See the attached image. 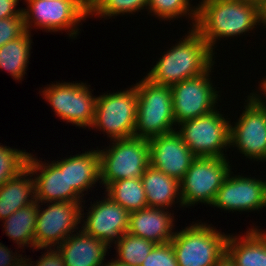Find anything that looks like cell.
Segmentation results:
<instances>
[{
	"label": "cell",
	"mask_w": 266,
	"mask_h": 266,
	"mask_svg": "<svg viewBox=\"0 0 266 266\" xmlns=\"http://www.w3.org/2000/svg\"><path fill=\"white\" fill-rule=\"evenodd\" d=\"M196 7L194 29L212 51L217 40L245 34L260 25L259 6L247 1L202 0Z\"/></svg>",
	"instance_id": "cell-1"
},
{
	"label": "cell",
	"mask_w": 266,
	"mask_h": 266,
	"mask_svg": "<svg viewBox=\"0 0 266 266\" xmlns=\"http://www.w3.org/2000/svg\"><path fill=\"white\" fill-rule=\"evenodd\" d=\"M164 53L146 75L147 79L158 85L172 86L197 77L215 63V53L193 27L183 40Z\"/></svg>",
	"instance_id": "cell-2"
},
{
	"label": "cell",
	"mask_w": 266,
	"mask_h": 266,
	"mask_svg": "<svg viewBox=\"0 0 266 266\" xmlns=\"http://www.w3.org/2000/svg\"><path fill=\"white\" fill-rule=\"evenodd\" d=\"M137 116L134 137L151 139L176 131L171 86L158 85L146 77L136 83Z\"/></svg>",
	"instance_id": "cell-3"
},
{
	"label": "cell",
	"mask_w": 266,
	"mask_h": 266,
	"mask_svg": "<svg viewBox=\"0 0 266 266\" xmlns=\"http://www.w3.org/2000/svg\"><path fill=\"white\" fill-rule=\"evenodd\" d=\"M200 223L176 231L170 241L179 266H214L226 252L228 235Z\"/></svg>",
	"instance_id": "cell-4"
},
{
	"label": "cell",
	"mask_w": 266,
	"mask_h": 266,
	"mask_svg": "<svg viewBox=\"0 0 266 266\" xmlns=\"http://www.w3.org/2000/svg\"><path fill=\"white\" fill-rule=\"evenodd\" d=\"M112 141L109 149L98 150L100 154V184L102 183L106 187L109 183L117 180L141 178L144 171L150 166L148 139L130 137Z\"/></svg>",
	"instance_id": "cell-5"
},
{
	"label": "cell",
	"mask_w": 266,
	"mask_h": 266,
	"mask_svg": "<svg viewBox=\"0 0 266 266\" xmlns=\"http://www.w3.org/2000/svg\"><path fill=\"white\" fill-rule=\"evenodd\" d=\"M27 9H23L26 31L31 32L32 25L45 31H68L75 38L79 35L80 22L89 16L88 0H25ZM82 20V21H81Z\"/></svg>",
	"instance_id": "cell-6"
},
{
	"label": "cell",
	"mask_w": 266,
	"mask_h": 266,
	"mask_svg": "<svg viewBox=\"0 0 266 266\" xmlns=\"http://www.w3.org/2000/svg\"><path fill=\"white\" fill-rule=\"evenodd\" d=\"M230 121L217 111L178 124L176 131L195 157L226 158L230 147ZM228 147V148H226Z\"/></svg>",
	"instance_id": "cell-7"
},
{
	"label": "cell",
	"mask_w": 266,
	"mask_h": 266,
	"mask_svg": "<svg viewBox=\"0 0 266 266\" xmlns=\"http://www.w3.org/2000/svg\"><path fill=\"white\" fill-rule=\"evenodd\" d=\"M136 85L97 97L95 117L90 128L107 133L111 140L134 137L137 116Z\"/></svg>",
	"instance_id": "cell-8"
},
{
	"label": "cell",
	"mask_w": 266,
	"mask_h": 266,
	"mask_svg": "<svg viewBox=\"0 0 266 266\" xmlns=\"http://www.w3.org/2000/svg\"><path fill=\"white\" fill-rule=\"evenodd\" d=\"M227 158L196 157L180 180L183 207L198 203L211 206L224 179L232 170Z\"/></svg>",
	"instance_id": "cell-9"
},
{
	"label": "cell",
	"mask_w": 266,
	"mask_h": 266,
	"mask_svg": "<svg viewBox=\"0 0 266 266\" xmlns=\"http://www.w3.org/2000/svg\"><path fill=\"white\" fill-rule=\"evenodd\" d=\"M90 85L56 82L41 91L55 114L63 121L82 128L92 126L97 97L92 95Z\"/></svg>",
	"instance_id": "cell-10"
},
{
	"label": "cell",
	"mask_w": 266,
	"mask_h": 266,
	"mask_svg": "<svg viewBox=\"0 0 266 266\" xmlns=\"http://www.w3.org/2000/svg\"><path fill=\"white\" fill-rule=\"evenodd\" d=\"M84 201L49 202L42 208L38 202L35 248L46 249L60 245L70 234L79 230ZM45 209V210H44ZM57 244V245H56Z\"/></svg>",
	"instance_id": "cell-11"
},
{
	"label": "cell",
	"mask_w": 266,
	"mask_h": 266,
	"mask_svg": "<svg viewBox=\"0 0 266 266\" xmlns=\"http://www.w3.org/2000/svg\"><path fill=\"white\" fill-rule=\"evenodd\" d=\"M212 67L197 77L171 86L174 121L177 124L200 117L216 109L219 91L211 81ZM210 77V78H209ZM216 90V91H215Z\"/></svg>",
	"instance_id": "cell-12"
},
{
	"label": "cell",
	"mask_w": 266,
	"mask_h": 266,
	"mask_svg": "<svg viewBox=\"0 0 266 266\" xmlns=\"http://www.w3.org/2000/svg\"><path fill=\"white\" fill-rule=\"evenodd\" d=\"M239 120L230 125V146H235L246 158L266 161V107L253 94Z\"/></svg>",
	"instance_id": "cell-13"
},
{
	"label": "cell",
	"mask_w": 266,
	"mask_h": 266,
	"mask_svg": "<svg viewBox=\"0 0 266 266\" xmlns=\"http://www.w3.org/2000/svg\"><path fill=\"white\" fill-rule=\"evenodd\" d=\"M229 172L211 205L224 211H255L266 208V180Z\"/></svg>",
	"instance_id": "cell-14"
},
{
	"label": "cell",
	"mask_w": 266,
	"mask_h": 266,
	"mask_svg": "<svg viewBox=\"0 0 266 266\" xmlns=\"http://www.w3.org/2000/svg\"><path fill=\"white\" fill-rule=\"evenodd\" d=\"M27 167L35 176V199L39 203L82 201L73 189H67L66 159L42 163L29 153ZM38 171V172H37ZM39 173V174H38ZM36 174V175H35Z\"/></svg>",
	"instance_id": "cell-15"
},
{
	"label": "cell",
	"mask_w": 266,
	"mask_h": 266,
	"mask_svg": "<svg viewBox=\"0 0 266 266\" xmlns=\"http://www.w3.org/2000/svg\"><path fill=\"white\" fill-rule=\"evenodd\" d=\"M106 196L103 200L91 204L86 221L83 219L84 212L81 213V219L84 221L81 228L111 247L113 241L115 244L128 231L130 213Z\"/></svg>",
	"instance_id": "cell-16"
},
{
	"label": "cell",
	"mask_w": 266,
	"mask_h": 266,
	"mask_svg": "<svg viewBox=\"0 0 266 266\" xmlns=\"http://www.w3.org/2000/svg\"><path fill=\"white\" fill-rule=\"evenodd\" d=\"M148 143L150 165L179 181L196 158L176 131L153 137Z\"/></svg>",
	"instance_id": "cell-17"
},
{
	"label": "cell",
	"mask_w": 266,
	"mask_h": 266,
	"mask_svg": "<svg viewBox=\"0 0 266 266\" xmlns=\"http://www.w3.org/2000/svg\"><path fill=\"white\" fill-rule=\"evenodd\" d=\"M167 210L166 208L145 207L131 212L127 232L155 244L170 242L175 235L173 231L175 218Z\"/></svg>",
	"instance_id": "cell-18"
},
{
	"label": "cell",
	"mask_w": 266,
	"mask_h": 266,
	"mask_svg": "<svg viewBox=\"0 0 266 266\" xmlns=\"http://www.w3.org/2000/svg\"><path fill=\"white\" fill-rule=\"evenodd\" d=\"M78 232L69 235L55 247L60 252L65 266H104L110 247L102 240L87 234L82 228Z\"/></svg>",
	"instance_id": "cell-19"
},
{
	"label": "cell",
	"mask_w": 266,
	"mask_h": 266,
	"mask_svg": "<svg viewBox=\"0 0 266 266\" xmlns=\"http://www.w3.org/2000/svg\"><path fill=\"white\" fill-rule=\"evenodd\" d=\"M226 253L236 266H266V231L250 228L246 235H228Z\"/></svg>",
	"instance_id": "cell-20"
},
{
	"label": "cell",
	"mask_w": 266,
	"mask_h": 266,
	"mask_svg": "<svg viewBox=\"0 0 266 266\" xmlns=\"http://www.w3.org/2000/svg\"><path fill=\"white\" fill-rule=\"evenodd\" d=\"M67 189H73L81 198L90 187L101 181L100 154L97 150L85 151L66 158ZM94 185V186H93ZM83 195V196H82Z\"/></svg>",
	"instance_id": "cell-21"
},
{
	"label": "cell",
	"mask_w": 266,
	"mask_h": 266,
	"mask_svg": "<svg viewBox=\"0 0 266 266\" xmlns=\"http://www.w3.org/2000/svg\"><path fill=\"white\" fill-rule=\"evenodd\" d=\"M141 181L148 207L171 208L176 199V203L180 202L179 205L183 206L179 180L150 165L144 171Z\"/></svg>",
	"instance_id": "cell-22"
},
{
	"label": "cell",
	"mask_w": 266,
	"mask_h": 266,
	"mask_svg": "<svg viewBox=\"0 0 266 266\" xmlns=\"http://www.w3.org/2000/svg\"><path fill=\"white\" fill-rule=\"evenodd\" d=\"M31 177L33 174L26 167L17 176L8 179L0 186V220L8 218L18 209L36 201L35 182Z\"/></svg>",
	"instance_id": "cell-23"
},
{
	"label": "cell",
	"mask_w": 266,
	"mask_h": 266,
	"mask_svg": "<svg viewBox=\"0 0 266 266\" xmlns=\"http://www.w3.org/2000/svg\"><path fill=\"white\" fill-rule=\"evenodd\" d=\"M38 212V202L22 207L3 220L4 231L15 244L33 247L35 250V231Z\"/></svg>",
	"instance_id": "cell-24"
},
{
	"label": "cell",
	"mask_w": 266,
	"mask_h": 266,
	"mask_svg": "<svg viewBox=\"0 0 266 266\" xmlns=\"http://www.w3.org/2000/svg\"><path fill=\"white\" fill-rule=\"evenodd\" d=\"M31 32L9 41L0 47V68L8 71L15 80H22L26 74L31 50Z\"/></svg>",
	"instance_id": "cell-25"
},
{
	"label": "cell",
	"mask_w": 266,
	"mask_h": 266,
	"mask_svg": "<svg viewBox=\"0 0 266 266\" xmlns=\"http://www.w3.org/2000/svg\"><path fill=\"white\" fill-rule=\"evenodd\" d=\"M107 195L129 213L148 207L141 178H127L104 187Z\"/></svg>",
	"instance_id": "cell-26"
},
{
	"label": "cell",
	"mask_w": 266,
	"mask_h": 266,
	"mask_svg": "<svg viewBox=\"0 0 266 266\" xmlns=\"http://www.w3.org/2000/svg\"><path fill=\"white\" fill-rule=\"evenodd\" d=\"M155 245L151 241L126 232L115 243L117 252V257L115 258L120 263L128 266H141Z\"/></svg>",
	"instance_id": "cell-27"
},
{
	"label": "cell",
	"mask_w": 266,
	"mask_h": 266,
	"mask_svg": "<svg viewBox=\"0 0 266 266\" xmlns=\"http://www.w3.org/2000/svg\"><path fill=\"white\" fill-rule=\"evenodd\" d=\"M148 3L149 0H88L89 16L95 14L101 18H111L125 13L133 14L147 9Z\"/></svg>",
	"instance_id": "cell-28"
},
{
	"label": "cell",
	"mask_w": 266,
	"mask_h": 266,
	"mask_svg": "<svg viewBox=\"0 0 266 266\" xmlns=\"http://www.w3.org/2000/svg\"><path fill=\"white\" fill-rule=\"evenodd\" d=\"M190 0H149L147 11L162 20H172L175 18L185 17L188 15L193 21V28L197 19V7L190 5Z\"/></svg>",
	"instance_id": "cell-29"
},
{
	"label": "cell",
	"mask_w": 266,
	"mask_h": 266,
	"mask_svg": "<svg viewBox=\"0 0 266 266\" xmlns=\"http://www.w3.org/2000/svg\"><path fill=\"white\" fill-rule=\"evenodd\" d=\"M29 153L0 145V186L27 167Z\"/></svg>",
	"instance_id": "cell-30"
},
{
	"label": "cell",
	"mask_w": 266,
	"mask_h": 266,
	"mask_svg": "<svg viewBox=\"0 0 266 266\" xmlns=\"http://www.w3.org/2000/svg\"><path fill=\"white\" fill-rule=\"evenodd\" d=\"M141 266H179L172 243L156 244Z\"/></svg>",
	"instance_id": "cell-31"
},
{
	"label": "cell",
	"mask_w": 266,
	"mask_h": 266,
	"mask_svg": "<svg viewBox=\"0 0 266 266\" xmlns=\"http://www.w3.org/2000/svg\"><path fill=\"white\" fill-rule=\"evenodd\" d=\"M26 32L24 17L13 16L0 19V47Z\"/></svg>",
	"instance_id": "cell-32"
},
{
	"label": "cell",
	"mask_w": 266,
	"mask_h": 266,
	"mask_svg": "<svg viewBox=\"0 0 266 266\" xmlns=\"http://www.w3.org/2000/svg\"><path fill=\"white\" fill-rule=\"evenodd\" d=\"M46 250L47 252L44 253V255L42 254V257L39 258L40 260L36 261L37 263L30 261L31 266H65L63 258L57 248H47Z\"/></svg>",
	"instance_id": "cell-33"
},
{
	"label": "cell",
	"mask_w": 266,
	"mask_h": 266,
	"mask_svg": "<svg viewBox=\"0 0 266 266\" xmlns=\"http://www.w3.org/2000/svg\"><path fill=\"white\" fill-rule=\"evenodd\" d=\"M19 0H0V19L13 16H23V8L15 9Z\"/></svg>",
	"instance_id": "cell-34"
},
{
	"label": "cell",
	"mask_w": 266,
	"mask_h": 266,
	"mask_svg": "<svg viewBox=\"0 0 266 266\" xmlns=\"http://www.w3.org/2000/svg\"><path fill=\"white\" fill-rule=\"evenodd\" d=\"M22 259L25 257L22 258V255L18 256L17 253L10 252L8 247L0 243V266H16Z\"/></svg>",
	"instance_id": "cell-35"
},
{
	"label": "cell",
	"mask_w": 266,
	"mask_h": 266,
	"mask_svg": "<svg viewBox=\"0 0 266 266\" xmlns=\"http://www.w3.org/2000/svg\"><path fill=\"white\" fill-rule=\"evenodd\" d=\"M214 266H236L235 262L225 252V254L216 262Z\"/></svg>",
	"instance_id": "cell-36"
},
{
	"label": "cell",
	"mask_w": 266,
	"mask_h": 266,
	"mask_svg": "<svg viewBox=\"0 0 266 266\" xmlns=\"http://www.w3.org/2000/svg\"><path fill=\"white\" fill-rule=\"evenodd\" d=\"M263 80H261V84L259 85L260 87H259V89H261L260 90V92L262 91L263 93V96L265 95L266 96V78H262ZM258 92L256 91V93L255 92H253V94L261 101V103H263V105L266 107V100L264 101V100H262V98L260 97V95H262V94H257ZM265 99H266V97H265Z\"/></svg>",
	"instance_id": "cell-37"
},
{
	"label": "cell",
	"mask_w": 266,
	"mask_h": 266,
	"mask_svg": "<svg viewBox=\"0 0 266 266\" xmlns=\"http://www.w3.org/2000/svg\"><path fill=\"white\" fill-rule=\"evenodd\" d=\"M259 16H260V24L263 23L264 28H266V1L259 6Z\"/></svg>",
	"instance_id": "cell-38"
},
{
	"label": "cell",
	"mask_w": 266,
	"mask_h": 266,
	"mask_svg": "<svg viewBox=\"0 0 266 266\" xmlns=\"http://www.w3.org/2000/svg\"><path fill=\"white\" fill-rule=\"evenodd\" d=\"M104 266H128L126 264L120 263L118 260L113 259L112 261H108L104 263Z\"/></svg>",
	"instance_id": "cell-39"
},
{
	"label": "cell",
	"mask_w": 266,
	"mask_h": 266,
	"mask_svg": "<svg viewBox=\"0 0 266 266\" xmlns=\"http://www.w3.org/2000/svg\"><path fill=\"white\" fill-rule=\"evenodd\" d=\"M29 259L31 260V258H25V260L22 259L16 266H31Z\"/></svg>",
	"instance_id": "cell-40"
},
{
	"label": "cell",
	"mask_w": 266,
	"mask_h": 266,
	"mask_svg": "<svg viewBox=\"0 0 266 266\" xmlns=\"http://www.w3.org/2000/svg\"><path fill=\"white\" fill-rule=\"evenodd\" d=\"M247 1L249 3L255 4L256 6H261L266 0H241Z\"/></svg>",
	"instance_id": "cell-41"
}]
</instances>
